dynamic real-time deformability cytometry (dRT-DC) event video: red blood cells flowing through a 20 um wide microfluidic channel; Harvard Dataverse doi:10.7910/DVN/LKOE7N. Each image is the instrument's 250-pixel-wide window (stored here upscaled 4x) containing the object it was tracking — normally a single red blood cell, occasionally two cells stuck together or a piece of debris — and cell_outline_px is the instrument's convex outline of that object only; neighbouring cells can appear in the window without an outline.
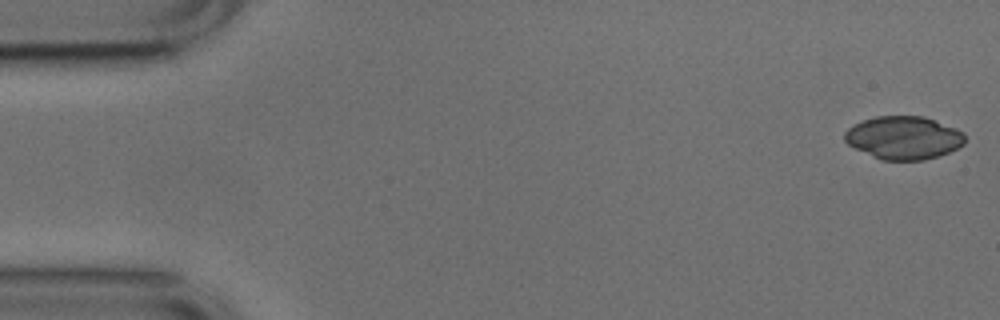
{"species": "common noctule bat (a hibernating species)", "species_latin": "Nyctalus noctula", "temperature_condition": "cold", "stored_images_in_passage": 52, "camera_frame_rate_fps": 3000, "um_per_image_px": 0.085, "animal": {"sex": "male", "body_mass_g": 17.9, "forearm_length_mm": 54.2}, "frame": {"image": 1, "passage_image": 1, "time_ms": 0.0, "image_size_px": [1000, 320], "cell_outline_px": [[964, 144], [948, 152], [924, 160], [880, 160], [848, 144], [844, 140], [844, 132], [852, 124], [876, 116], [924, 116], [956, 128], [964, 132]], "centroid_in_image_um": [76.79, 11.7], "position_along_channel_um": 8.2, "area_um2": 30.11}}